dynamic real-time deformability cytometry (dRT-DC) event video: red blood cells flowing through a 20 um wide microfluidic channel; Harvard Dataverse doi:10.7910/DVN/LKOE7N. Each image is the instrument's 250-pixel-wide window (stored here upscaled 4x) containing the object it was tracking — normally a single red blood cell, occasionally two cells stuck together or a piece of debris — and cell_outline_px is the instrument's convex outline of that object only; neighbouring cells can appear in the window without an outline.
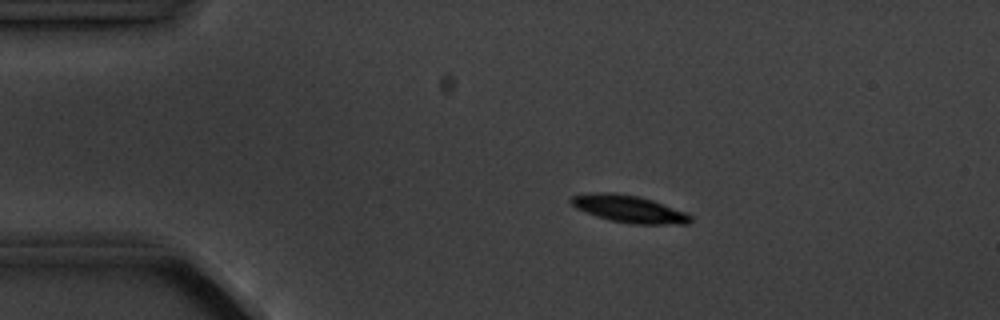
{"species": "common noctule bat (a hibernating species)", "species_latin": "Nyctalus noctula", "temperature_condition": "cold", "stored_images_in_passage": 5, "camera_frame_rate_fps": 3000, "um_per_image_px": 0.085, "animal": {"sex": "male", "body_mass_g": 20.1, "forearm_length_mm": 53.5}, "frame": {"image": 1, "passage_image": 3, "time_ms": 2.333, "image_size_px": [1000, 320], "cell_outline_px": [[692, 220], [688, 224], [632, 224], [608, 220], [596, 216], [576, 208], [568, 200], [572, 196], [596, 192], [612, 192], [636, 196], [652, 200], [684, 212], [692, 216]], "centroid_in_image_um": [53.44, 17.77], "position_along_channel_um": 31.6, "area_um2": 18.79}}